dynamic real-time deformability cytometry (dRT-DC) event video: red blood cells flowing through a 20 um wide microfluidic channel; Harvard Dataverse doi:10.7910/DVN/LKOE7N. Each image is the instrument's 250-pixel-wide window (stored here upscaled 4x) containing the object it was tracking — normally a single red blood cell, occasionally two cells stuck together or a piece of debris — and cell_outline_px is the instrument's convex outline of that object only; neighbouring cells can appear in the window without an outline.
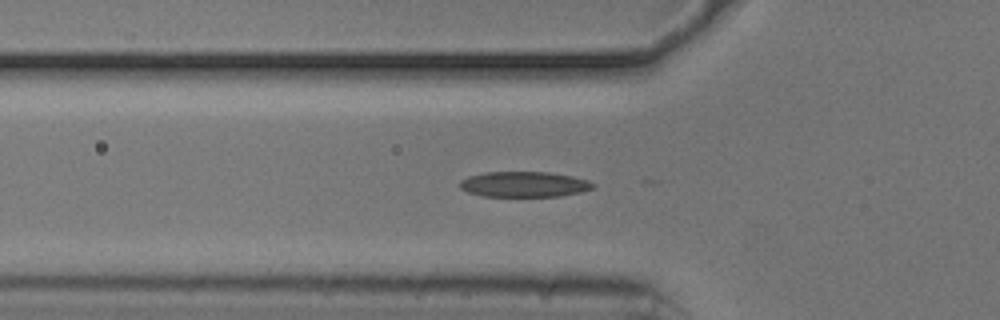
{"species": "common noctule bat (a hibernating species)", "species_latin": "Nyctalus noctula", "temperature_condition": "cold", "stored_images_in_passage": 4, "camera_frame_rate_fps": 3000, "um_per_image_px": 0.085, "animal": {"sex": "male", "body_mass_g": 20.5, "forearm_length_mm": 52.5}, "frame": {"image": 1, "passage_image": 2, "time_ms": 0.333, "image_size_px": [1000, 320], "cell_outline_px": [[596, 184], [592, 188], [580, 192], [560, 196], [484, 196], [468, 192], [460, 188], [460, 180], [468, 176], [484, 172], [548, 172], [572, 176], [588, 180]], "centroid_in_image_um": [44.54, 15.66], "position_along_channel_um": 81.3, "area_um2": 19.71}}